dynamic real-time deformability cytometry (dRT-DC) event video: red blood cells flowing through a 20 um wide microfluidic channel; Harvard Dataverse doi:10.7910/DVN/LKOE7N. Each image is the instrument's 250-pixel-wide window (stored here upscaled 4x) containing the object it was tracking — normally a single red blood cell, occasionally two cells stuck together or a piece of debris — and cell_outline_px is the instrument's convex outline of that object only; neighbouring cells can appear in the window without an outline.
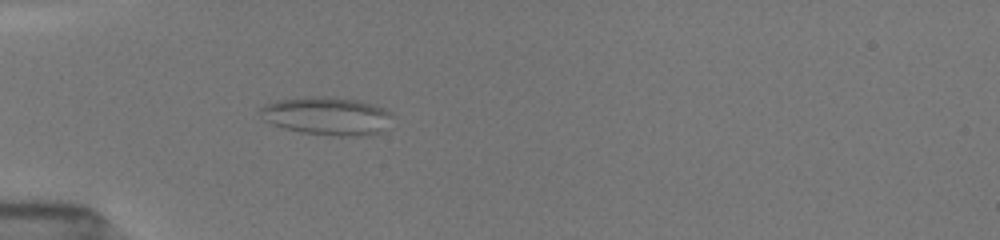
{"species": "common noctule bat (a hibernating species)", "species_latin": "Nyctalus noctula", "temperature_condition": "room temperature", "stored_images_in_passage": 3, "camera_frame_rate_fps": 3000, "um_per_image_px": 0.085, "animal": {"sex": "female", "body_mass_g": 19.5, "forearm_length_mm": 54.1}, "frame": {"image": 1, "passage_image": 1, "time_ms": 0.0, "image_size_px": [1000, 240], "cell_outline_px": [[392, 116], [380, 132], [364, 136], [336, 136], [300, 132], [284, 128], [272, 124], [264, 120], [260, 112], [260, 108], [264, 104], [280, 100], [304, 96], [328, 96], [356, 100], [384, 108]], "centroid_in_image_um": [27.74, 9.85], "position_along_channel_um": 57.3, "area_um2": 29.13}}
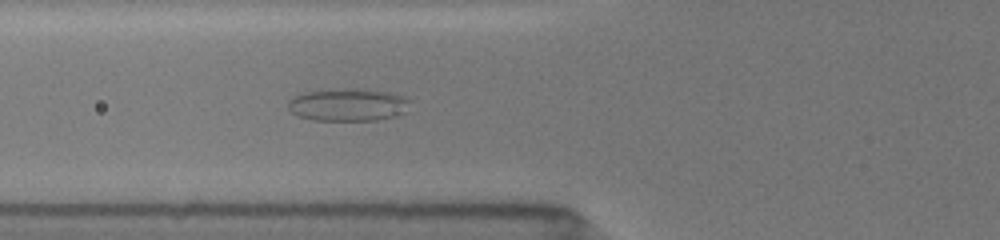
{"frame": {"image": 2, "passage_image": 3, "time_ms": 1.333, "image_size_px": [1000, 240], "cell_outline_px": [[408, 100], [404, 112], [400, 116], [376, 120], [312, 120], [300, 116], [292, 112], [288, 108], [288, 100], [296, 96], [308, 92], [344, 88], [352, 88], [388, 92], [404, 96]], "centroid_in_image_um": [29.58, 8.91], "position_along_channel_um": 96.2, "area_um2": 22.89}}